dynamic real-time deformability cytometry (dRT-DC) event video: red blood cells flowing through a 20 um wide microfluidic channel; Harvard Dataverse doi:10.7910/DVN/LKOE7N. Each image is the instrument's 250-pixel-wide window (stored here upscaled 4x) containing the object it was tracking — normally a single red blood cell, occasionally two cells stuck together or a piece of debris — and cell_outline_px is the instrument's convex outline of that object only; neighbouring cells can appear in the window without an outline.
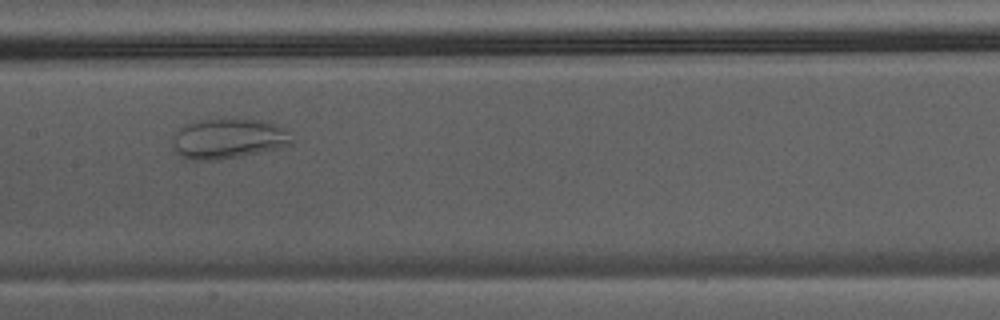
{"species": "Egyptian fruit bat (a non-hibernating species)", "species_latin": "Rousettus aegyptiacus", "temperature_condition": "warm", "stored_images_in_passage": 37, "camera_frame_rate_fps": 3000, "um_per_image_px": 0.085, "animal": {"sex": "male"}, "frame": {"image": 1, "passage_image": 16, "time_ms": 5.0, "image_size_px": [1000, 320], "cell_outline_px": [[296, 140], [292, 144], [280, 148], [240, 156], [216, 160], [192, 160], [180, 156], [176, 152], [172, 144], [172, 140], [176, 132], [180, 128], [196, 120], [272, 120], [288, 128]], "centroid_in_image_um": [19.51, 11.78], "position_along_channel_um": 187.9, "area_um2": 28.26}}